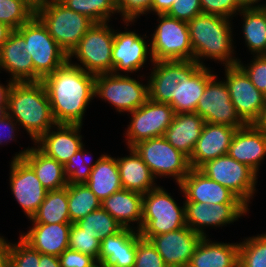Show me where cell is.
I'll list each match as a JSON object with an SVG mask.
<instances>
[{"instance_id": "obj_1", "label": "cell", "mask_w": 266, "mask_h": 267, "mask_svg": "<svg viewBox=\"0 0 266 267\" xmlns=\"http://www.w3.org/2000/svg\"><path fill=\"white\" fill-rule=\"evenodd\" d=\"M67 60L42 79L57 124L83 125V117L95 98V77Z\"/></svg>"}, {"instance_id": "obj_2", "label": "cell", "mask_w": 266, "mask_h": 267, "mask_svg": "<svg viewBox=\"0 0 266 267\" xmlns=\"http://www.w3.org/2000/svg\"><path fill=\"white\" fill-rule=\"evenodd\" d=\"M231 21L223 16L201 13L187 22L195 62L201 66H206L205 59L220 62L224 67L238 64L239 58L234 57Z\"/></svg>"}, {"instance_id": "obj_3", "label": "cell", "mask_w": 266, "mask_h": 267, "mask_svg": "<svg viewBox=\"0 0 266 267\" xmlns=\"http://www.w3.org/2000/svg\"><path fill=\"white\" fill-rule=\"evenodd\" d=\"M7 110L20 128L26 130L33 143L56 124L42 81L15 82Z\"/></svg>"}, {"instance_id": "obj_4", "label": "cell", "mask_w": 266, "mask_h": 267, "mask_svg": "<svg viewBox=\"0 0 266 267\" xmlns=\"http://www.w3.org/2000/svg\"><path fill=\"white\" fill-rule=\"evenodd\" d=\"M141 238L149 240L152 236L168 233L186 227L185 202L179 206L171 193L163 186L143 194Z\"/></svg>"}, {"instance_id": "obj_5", "label": "cell", "mask_w": 266, "mask_h": 267, "mask_svg": "<svg viewBox=\"0 0 266 267\" xmlns=\"http://www.w3.org/2000/svg\"><path fill=\"white\" fill-rule=\"evenodd\" d=\"M16 31L24 38L25 51L32 57L34 81H42L68 60V55L36 16Z\"/></svg>"}, {"instance_id": "obj_6", "label": "cell", "mask_w": 266, "mask_h": 267, "mask_svg": "<svg viewBox=\"0 0 266 267\" xmlns=\"http://www.w3.org/2000/svg\"><path fill=\"white\" fill-rule=\"evenodd\" d=\"M35 16L68 56L94 24L85 15L68 9L59 0L52 1L37 11Z\"/></svg>"}, {"instance_id": "obj_7", "label": "cell", "mask_w": 266, "mask_h": 267, "mask_svg": "<svg viewBox=\"0 0 266 267\" xmlns=\"http://www.w3.org/2000/svg\"><path fill=\"white\" fill-rule=\"evenodd\" d=\"M108 23H94L85 33L78 46L68 56V60H73L74 57L80 62L73 65L94 75L112 73L114 29Z\"/></svg>"}, {"instance_id": "obj_8", "label": "cell", "mask_w": 266, "mask_h": 267, "mask_svg": "<svg viewBox=\"0 0 266 267\" xmlns=\"http://www.w3.org/2000/svg\"><path fill=\"white\" fill-rule=\"evenodd\" d=\"M123 74L106 73L95 77V97L107 101L119 114L132 112L148 100V83Z\"/></svg>"}, {"instance_id": "obj_9", "label": "cell", "mask_w": 266, "mask_h": 267, "mask_svg": "<svg viewBox=\"0 0 266 267\" xmlns=\"http://www.w3.org/2000/svg\"><path fill=\"white\" fill-rule=\"evenodd\" d=\"M132 148L147 164L155 179L171 177L178 185L191 169L189 158L163 136L141 141Z\"/></svg>"}, {"instance_id": "obj_10", "label": "cell", "mask_w": 266, "mask_h": 267, "mask_svg": "<svg viewBox=\"0 0 266 267\" xmlns=\"http://www.w3.org/2000/svg\"><path fill=\"white\" fill-rule=\"evenodd\" d=\"M158 25L151 35L154 61L194 60L187 22L157 14Z\"/></svg>"}, {"instance_id": "obj_11", "label": "cell", "mask_w": 266, "mask_h": 267, "mask_svg": "<svg viewBox=\"0 0 266 267\" xmlns=\"http://www.w3.org/2000/svg\"><path fill=\"white\" fill-rule=\"evenodd\" d=\"M198 170L233 192L248 207L254 197L258 175L228 154L202 164Z\"/></svg>"}, {"instance_id": "obj_12", "label": "cell", "mask_w": 266, "mask_h": 267, "mask_svg": "<svg viewBox=\"0 0 266 267\" xmlns=\"http://www.w3.org/2000/svg\"><path fill=\"white\" fill-rule=\"evenodd\" d=\"M130 122L125 129L127 148L151 138L162 137L174 119V109L165 103L148 100L129 112Z\"/></svg>"}, {"instance_id": "obj_13", "label": "cell", "mask_w": 266, "mask_h": 267, "mask_svg": "<svg viewBox=\"0 0 266 267\" xmlns=\"http://www.w3.org/2000/svg\"><path fill=\"white\" fill-rule=\"evenodd\" d=\"M135 21H123L124 29L126 31L114 30V40L112 48V62L114 74H120L124 72L136 73L147 63L150 58V63L154 62L151 54V45L147 35H140L137 32L130 31L129 24H134ZM144 36V37H143ZM147 40V41H146Z\"/></svg>"}, {"instance_id": "obj_14", "label": "cell", "mask_w": 266, "mask_h": 267, "mask_svg": "<svg viewBox=\"0 0 266 267\" xmlns=\"http://www.w3.org/2000/svg\"><path fill=\"white\" fill-rule=\"evenodd\" d=\"M148 81V98L170 104L179 82L189 79L201 65L194 60L154 61Z\"/></svg>"}, {"instance_id": "obj_15", "label": "cell", "mask_w": 266, "mask_h": 267, "mask_svg": "<svg viewBox=\"0 0 266 267\" xmlns=\"http://www.w3.org/2000/svg\"><path fill=\"white\" fill-rule=\"evenodd\" d=\"M195 113L200 115L205 123L227 125L237 129L246 125L236 112L225 81H220L216 74L205 87Z\"/></svg>"}, {"instance_id": "obj_16", "label": "cell", "mask_w": 266, "mask_h": 267, "mask_svg": "<svg viewBox=\"0 0 266 267\" xmlns=\"http://www.w3.org/2000/svg\"><path fill=\"white\" fill-rule=\"evenodd\" d=\"M250 208L245 203L207 204L201 202H185L186 226L201 237L206 234L207 227H225L233 224L242 216L249 214Z\"/></svg>"}, {"instance_id": "obj_17", "label": "cell", "mask_w": 266, "mask_h": 267, "mask_svg": "<svg viewBox=\"0 0 266 267\" xmlns=\"http://www.w3.org/2000/svg\"><path fill=\"white\" fill-rule=\"evenodd\" d=\"M224 69V81L237 114L246 124H253L266 104L264 94L255 87L238 64Z\"/></svg>"}, {"instance_id": "obj_18", "label": "cell", "mask_w": 266, "mask_h": 267, "mask_svg": "<svg viewBox=\"0 0 266 267\" xmlns=\"http://www.w3.org/2000/svg\"><path fill=\"white\" fill-rule=\"evenodd\" d=\"M9 185L13 197L25 216L31 219L44 201L47 190L37 178L34 170L22 159L10 162Z\"/></svg>"}, {"instance_id": "obj_19", "label": "cell", "mask_w": 266, "mask_h": 267, "mask_svg": "<svg viewBox=\"0 0 266 267\" xmlns=\"http://www.w3.org/2000/svg\"><path fill=\"white\" fill-rule=\"evenodd\" d=\"M201 236L188 226L152 236L149 241L167 267H187Z\"/></svg>"}, {"instance_id": "obj_20", "label": "cell", "mask_w": 266, "mask_h": 267, "mask_svg": "<svg viewBox=\"0 0 266 267\" xmlns=\"http://www.w3.org/2000/svg\"><path fill=\"white\" fill-rule=\"evenodd\" d=\"M82 125L55 124L34 145L45 155L65 164L83 147Z\"/></svg>"}, {"instance_id": "obj_21", "label": "cell", "mask_w": 266, "mask_h": 267, "mask_svg": "<svg viewBox=\"0 0 266 267\" xmlns=\"http://www.w3.org/2000/svg\"><path fill=\"white\" fill-rule=\"evenodd\" d=\"M178 186L184 202H201L208 205L244 203L228 188L208 178L198 169L191 168Z\"/></svg>"}, {"instance_id": "obj_22", "label": "cell", "mask_w": 266, "mask_h": 267, "mask_svg": "<svg viewBox=\"0 0 266 267\" xmlns=\"http://www.w3.org/2000/svg\"><path fill=\"white\" fill-rule=\"evenodd\" d=\"M228 155L247 165L257 175L266 157V135L254 124L238 128L229 146Z\"/></svg>"}, {"instance_id": "obj_23", "label": "cell", "mask_w": 266, "mask_h": 267, "mask_svg": "<svg viewBox=\"0 0 266 267\" xmlns=\"http://www.w3.org/2000/svg\"><path fill=\"white\" fill-rule=\"evenodd\" d=\"M236 130L227 125L204 123L201 136L189 158L190 167L198 169L205 162L228 154Z\"/></svg>"}, {"instance_id": "obj_24", "label": "cell", "mask_w": 266, "mask_h": 267, "mask_svg": "<svg viewBox=\"0 0 266 267\" xmlns=\"http://www.w3.org/2000/svg\"><path fill=\"white\" fill-rule=\"evenodd\" d=\"M141 239L135 229L123 228L106 237L100 244L98 265L100 267H134L137 242Z\"/></svg>"}, {"instance_id": "obj_25", "label": "cell", "mask_w": 266, "mask_h": 267, "mask_svg": "<svg viewBox=\"0 0 266 267\" xmlns=\"http://www.w3.org/2000/svg\"><path fill=\"white\" fill-rule=\"evenodd\" d=\"M71 225V223H32V227H29L27 232H21L19 236L41 254L59 256L69 248Z\"/></svg>"}, {"instance_id": "obj_26", "label": "cell", "mask_w": 266, "mask_h": 267, "mask_svg": "<svg viewBox=\"0 0 266 267\" xmlns=\"http://www.w3.org/2000/svg\"><path fill=\"white\" fill-rule=\"evenodd\" d=\"M0 66L15 82L34 81L32 57L25 51L24 38L16 30L0 48Z\"/></svg>"}, {"instance_id": "obj_27", "label": "cell", "mask_w": 266, "mask_h": 267, "mask_svg": "<svg viewBox=\"0 0 266 267\" xmlns=\"http://www.w3.org/2000/svg\"><path fill=\"white\" fill-rule=\"evenodd\" d=\"M22 158L35 172L47 191L58 190L68 185L63 164L45 155L36 146L20 150L12 159Z\"/></svg>"}, {"instance_id": "obj_28", "label": "cell", "mask_w": 266, "mask_h": 267, "mask_svg": "<svg viewBox=\"0 0 266 267\" xmlns=\"http://www.w3.org/2000/svg\"><path fill=\"white\" fill-rule=\"evenodd\" d=\"M101 207L123 226V228H131L136 231L140 230L143 194L122 189L104 199L101 202ZM132 223L137 224V226L135 227Z\"/></svg>"}, {"instance_id": "obj_29", "label": "cell", "mask_w": 266, "mask_h": 267, "mask_svg": "<svg viewBox=\"0 0 266 267\" xmlns=\"http://www.w3.org/2000/svg\"><path fill=\"white\" fill-rule=\"evenodd\" d=\"M238 261V242H215L202 237L187 267H238Z\"/></svg>"}, {"instance_id": "obj_30", "label": "cell", "mask_w": 266, "mask_h": 267, "mask_svg": "<svg viewBox=\"0 0 266 267\" xmlns=\"http://www.w3.org/2000/svg\"><path fill=\"white\" fill-rule=\"evenodd\" d=\"M204 119L197 113H178L165 131L164 138L188 158L201 136Z\"/></svg>"}, {"instance_id": "obj_31", "label": "cell", "mask_w": 266, "mask_h": 267, "mask_svg": "<svg viewBox=\"0 0 266 267\" xmlns=\"http://www.w3.org/2000/svg\"><path fill=\"white\" fill-rule=\"evenodd\" d=\"M129 155L116 158L120 181L123 189L146 194L156 188V179L133 148H128Z\"/></svg>"}, {"instance_id": "obj_32", "label": "cell", "mask_w": 266, "mask_h": 267, "mask_svg": "<svg viewBox=\"0 0 266 267\" xmlns=\"http://www.w3.org/2000/svg\"><path fill=\"white\" fill-rule=\"evenodd\" d=\"M209 66H201L189 79L179 82L174 99L169 104L175 114L195 113L198 100L203 95L209 80L215 75Z\"/></svg>"}, {"instance_id": "obj_33", "label": "cell", "mask_w": 266, "mask_h": 267, "mask_svg": "<svg viewBox=\"0 0 266 267\" xmlns=\"http://www.w3.org/2000/svg\"><path fill=\"white\" fill-rule=\"evenodd\" d=\"M85 184L101 202L113 193L122 190L116 157L104 153L92 168L90 177Z\"/></svg>"}, {"instance_id": "obj_34", "label": "cell", "mask_w": 266, "mask_h": 267, "mask_svg": "<svg viewBox=\"0 0 266 267\" xmlns=\"http://www.w3.org/2000/svg\"><path fill=\"white\" fill-rule=\"evenodd\" d=\"M242 16V30L245 46L254 55L266 51V9L264 7H243L237 15Z\"/></svg>"}, {"instance_id": "obj_35", "label": "cell", "mask_w": 266, "mask_h": 267, "mask_svg": "<svg viewBox=\"0 0 266 267\" xmlns=\"http://www.w3.org/2000/svg\"><path fill=\"white\" fill-rule=\"evenodd\" d=\"M30 222L71 223L68 209V185L62 189L48 191Z\"/></svg>"}, {"instance_id": "obj_36", "label": "cell", "mask_w": 266, "mask_h": 267, "mask_svg": "<svg viewBox=\"0 0 266 267\" xmlns=\"http://www.w3.org/2000/svg\"><path fill=\"white\" fill-rule=\"evenodd\" d=\"M101 207V201L85 183L68 184V209L71 224Z\"/></svg>"}, {"instance_id": "obj_37", "label": "cell", "mask_w": 266, "mask_h": 267, "mask_svg": "<svg viewBox=\"0 0 266 267\" xmlns=\"http://www.w3.org/2000/svg\"><path fill=\"white\" fill-rule=\"evenodd\" d=\"M68 9L85 15L94 23L110 22L118 13L114 0H59ZM114 14V15H113ZM112 16V17H111Z\"/></svg>"}, {"instance_id": "obj_38", "label": "cell", "mask_w": 266, "mask_h": 267, "mask_svg": "<svg viewBox=\"0 0 266 267\" xmlns=\"http://www.w3.org/2000/svg\"><path fill=\"white\" fill-rule=\"evenodd\" d=\"M79 228L85 232L96 233L98 232V240L101 242L106 237L112 236L123 229L107 211L102 207L89 213L83 219L75 223Z\"/></svg>"}, {"instance_id": "obj_39", "label": "cell", "mask_w": 266, "mask_h": 267, "mask_svg": "<svg viewBox=\"0 0 266 267\" xmlns=\"http://www.w3.org/2000/svg\"><path fill=\"white\" fill-rule=\"evenodd\" d=\"M79 149L70 159L63 165L64 175L68 184L85 183L92 172V168L98 163V160L104 155L101 154L94 162L93 158L84 148ZM90 156V157H89ZM92 158V159H91Z\"/></svg>"}, {"instance_id": "obj_40", "label": "cell", "mask_w": 266, "mask_h": 267, "mask_svg": "<svg viewBox=\"0 0 266 267\" xmlns=\"http://www.w3.org/2000/svg\"><path fill=\"white\" fill-rule=\"evenodd\" d=\"M238 267H266V232L239 243Z\"/></svg>"}, {"instance_id": "obj_41", "label": "cell", "mask_w": 266, "mask_h": 267, "mask_svg": "<svg viewBox=\"0 0 266 267\" xmlns=\"http://www.w3.org/2000/svg\"><path fill=\"white\" fill-rule=\"evenodd\" d=\"M35 16L23 0H0V22L17 30Z\"/></svg>"}, {"instance_id": "obj_42", "label": "cell", "mask_w": 266, "mask_h": 267, "mask_svg": "<svg viewBox=\"0 0 266 267\" xmlns=\"http://www.w3.org/2000/svg\"><path fill=\"white\" fill-rule=\"evenodd\" d=\"M40 252L34 250L20 236L16 243L9 242L7 267H39Z\"/></svg>"}, {"instance_id": "obj_43", "label": "cell", "mask_w": 266, "mask_h": 267, "mask_svg": "<svg viewBox=\"0 0 266 267\" xmlns=\"http://www.w3.org/2000/svg\"><path fill=\"white\" fill-rule=\"evenodd\" d=\"M97 234L98 232L95 234L85 232L73 223L69 233V248L90 255L98 262L101 242Z\"/></svg>"}, {"instance_id": "obj_44", "label": "cell", "mask_w": 266, "mask_h": 267, "mask_svg": "<svg viewBox=\"0 0 266 267\" xmlns=\"http://www.w3.org/2000/svg\"><path fill=\"white\" fill-rule=\"evenodd\" d=\"M122 21H137L141 15L150 14L152 0H114Z\"/></svg>"}, {"instance_id": "obj_45", "label": "cell", "mask_w": 266, "mask_h": 267, "mask_svg": "<svg viewBox=\"0 0 266 267\" xmlns=\"http://www.w3.org/2000/svg\"><path fill=\"white\" fill-rule=\"evenodd\" d=\"M238 65L248 75L255 87L264 94L266 92V57L254 55L247 64L242 63L239 59Z\"/></svg>"}, {"instance_id": "obj_46", "label": "cell", "mask_w": 266, "mask_h": 267, "mask_svg": "<svg viewBox=\"0 0 266 267\" xmlns=\"http://www.w3.org/2000/svg\"><path fill=\"white\" fill-rule=\"evenodd\" d=\"M134 267H167L164 260L149 240L141 238L137 242Z\"/></svg>"}, {"instance_id": "obj_47", "label": "cell", "mask_w": 266, "mask_h": 267, "mask_svg": "<svg viewBox=\"0 0 266 267\" xmlns=\"http://www.w3.org/2000/svg\"><path fill=\"white\" fill-rule=\"evenodd\" d=\"M202 13L223 16L229 19L236 17L243 6L237 0H200Z\"/></svg>"}, {"instance_id": "obj_48", "label": "cell", "mask_w": 266, "mask_h": 267, "mask_svg": "<svg viewBox=\"0 0 266 267\" xmlns=\"http://www.w3.org/2000/svg\"><path fill=\"white\" fill-rule=\"evenodd\" d=\"M201 13L200 0H175L166 14L178 20L189 22Z\"/></svg>"}, {"instance_id": "obj_49", "label": "cell", "mask_w": 266, "mask_h": 267, "mask_svg": "<svg viewBox=\"0 0 266 267\" xmlns=\"http://www.w3.org/2000/svg\"><path fill=\"white\" fill-rule=\"evenodd\" d=\"M58 257L61 267H100L94 257L70 248L64 250Z\"/></svg>"}, {"instance_id": "obj_50", "label": "cell", "mask_w": 266, "mask_h": 267, "mask_svg": "<svg viewBox=\"0 0 266 267\" xmlns=\"http://www.w3.org/2000/svg\"><path fill=\"white\" fill-rule=\"evenodd\" d=\"M17 130L20 131L19 124L9 114L1 118L0 119V146L2 144L4 145L8 144L10 143V141L12 142L14 139L16 140L17 137L15 133H18Z\"/></svg>"}, {"instance_id": "obj_51", "label": "cell", "mask_w": 266, "mask_h": 267, "mask_svg": "<svg viewBox=\"0 0 266 267\" xmlns=\"http://www.w3.org/2000/svg\"><path fill=\"white\" fill-rule=\"evenodd\" d=\"M175 0H152L150 13L166 14L172 7Z\"/></svg>"}, {"instance_id": "obj_52", "label": "cell", "mask_w": 266, "mask_h": 267, "mask_svg": "<svg viewBox=\"0 0 266 267\" xmlns=\"http://www.w3.org/2000/svg\"><path fill=\"white\" fill-rule=\"evenodd\" d=\"M15 81L9 78L7 85L0 83V105L8 106L9 94Z\"/></svg>"}, {"instance_id": "obj_53", "label": "cell", "mask_w": 266, "mask_h": 267, "mask_svg": "<svg viewBox=\"0 0 266 267\" xmlns=\"http://www.w3.org/2000/svg\"><path fill=\"white\" fill-rule=\"evenodd\" d=\"M39 267H61L59 257L40 253Z\"/></svg>"}, {"instance_id": "obj_54", "label": "cell", "mask_w": 266, "mask_h": 267, "mask_svg": "<svg viewBox=\"0 0 266 267\" xmlns=\"http://www.w3.org/2000/svg\"><path fill=\"white\" fill-rule=\"evenodd\" d=\"M9 241L0 235V267H7Z\"/></svg>"}, {"instance_id": "obj_55", "label": "cell", "mask_w": 266, "mask_h": 267, "mask_svg": "<svg viewBox=\"0 0 266 267\" xmlns=\"http://www.w3.org/2000/svg\"><path fill=\"white\" fill-rule=\"evenodd\" d=\"M30 8L31 10L36 13L40 9L45 8L49 3H51L54 0H23Z\"/></svg>"}, {"instance_id": "obj_56", "label": "cell", "mask_w": 266, "mask_h": 267, "mask_svg": "<svg viewBox=\"0 0 266 267\" xmlns=\"http://www.w3.org/2000/svg\"><path fill=\"white\" fill-rule=\"evenodd\" d=\"M264 135H266V104L263 107L259 118L253 123Z\"/></svg>"}, {"instance_id": "obj_57", "label": "cell", "mask_w": 266, "mask_h": 267, "mask_svg": "<svg viewBox=\"0 0 266 267\" xmlns=\"http://www.w3.org/2000/svg\"><path fill=\"white\" fill-rule=\"evenodd\" d=\"M12 31L13 30L10 27H8L6 24L0 22V48L7 41L8 37Z\"/></svg>"}, {"instance_id": "obj_58", "label": "cell", "mask_w": 266, "mask_h": 267, "mask_svg": "<svg viewBox=\"0 0 266 267\" xmlns=\"http://www.w3.org/2000/svg\"><path fill=\"white\" fill-rule=\"evenodd\" d=\"M261 2L262 0H248V7H263V2Z\"/></svg>"}, {"instance_id": "obj_59", "label": "cell", "mask_w": 266, "mask_h": 267, "mask_svg": "<svg viewBox=\"0 0 266 267\" xmlns=\"http://www.w3.org/2000/svg\"><path fill=\"white\" fill-rule=\"evenodd\" d=\"M8 106L0 105V119L8 114Z\"/></svg>"}, {"instance_id": "obj_60", "label": "cell", "mask_w": 266, "mask_h": 267, "mask_svg": "<svg viewBox=\"0 0 266 267\" xmlns=\"http://www.w3.org/2000/svg\"><path fill=\"white\" fill-rule=\"evenodd\" d=\"M243 7H248V0H237Z\"/></svg>"}, {"instance_id": "obj_61", "label": "cell", "mask_w": 266, "mask_h": 267, "mask_svg": "<svg viewBox=\"0 0 266 267\" xmlns=\"http://www.w3.org/2000/svg\"><path fill=\"white\" fill-rule=\"evenodd\" d=\"M263 7L266 9V2H265V3H263Z\"/></svg>"}]
</instances>
